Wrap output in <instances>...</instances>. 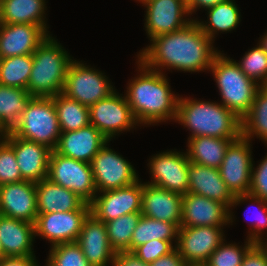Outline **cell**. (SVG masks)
I'll return each instance as SVG.
<instances>
[{"label": "cell", "instance_id": "cell-1", "mask_svg": "<svg viewBox=\"0 0 267 266\" xmlns=\"http://www.w3.org/2000/svg\"><path fill=\"white\" fill-rule=\"evenodd\" d=\"M213 44L194 19L180 30L150 39V45L136 52V58L161 73L165 70L209 73L214 58L221 52Z\"/></svg>", "mask_w": 267, "mask_h": 266}, {"label": "cell", "instance_id": "cell-2", "mask_svg": "<svg viewBox=\"0 0 267 266\" xmlns=\"http://www.w3.org/2000/svg\"><path fill=\"white\" fill-rule=\"evenodd\" d=\"M136 60L138 72L128 81L124 94L137 123L147 127L175 122L180 95L172 91L165 73L147 68Z\"/></svg>", "mask_w": 267, "mask_h": 266}, {"label": "cell", "instance_id": "cell-3", "mask_svg": "<svg viewBox=\"0 0 267 266\" xmlns=\"http://www.w3.org/2000/svg\"><path fill=\"white\" fill-rule=\"evenodd\" d=\"M175 122L191 132L188 138L210 136L238 139L242 135L241 119L217 101L197 100L181 95Z\"/></svg>", "mask_w": 267, "mask_h": 266}, {"label": "cell", "instance_id": "cell-4", "mask_svg": "<svg viewBox=\"0 0 267 266\" xmlns=\"http://www.w3.org/2000/svg\"><path fill=\"white\" fill-rule=\"evenodd\" d=\"M32 57L27 85L29 94L32 97L53 98L62 93L67 70L74 57L51 34L37 47Z\"/></svg>", "mask_w": 267, "mask_h": 266}, {"label": "cell", "instance_id": "cell-5", "mask_svg": "<svg viewBox=\"0 0 267 266\" xmlns=\"http://www.w3.org/2000/svg\"><path fill=\"white\" fill-rule=\"evenodd\" d=\"M222 52L214 58L209 72L219 90V102L242 120L249 113L260 85L247 77L233 58Z\"/></svg>", "mask_w": 267, "mask_h": 266}, {"label": "cell", "instance_id": "cell-6", "mask_svg": "<svg viewBox=\"0 0 267 266\" xmlns=\"http://www.w3.org/2000/svg\"><path fill=\"white\" fill-rule=\"evenodd\" d=\"M11 133L55 150L61 130L53 99L32 97Z\"/></svg>", "mask_w": 267, "mask_h": 266}, {"label": "cell", "instance_id": "cell-7", "mask_svg": "<svg viewBox=\"0 0 267 266\" xmlns=\"http://www.w3.org/2000/svg\"><path fill=\"white\" fill-rule=\"evenodd\" d=\"M86 64L76 59L71 62L62 94L90 107L99 100L109 97L117 89L105 72Z\"/></svg>", "mask_w": 267, "mask_h": 266}, {"label": "cell", "instance_id": "cell-8", "mask_svg": "<svg viewBox=\"0 0 267 266\" xmlns=\"http://www.w3.org/2000/svg\"><path fill=\"white\" fill-rule=\"evenodd\" d=\"M48 179L77 194L90 204L97 192L90 163L65 157L52 150Z\"/></svg>", "mask_w": 267, "mask_h": 266}, {"label": "cell", "instance_id": "cell-9", "mask_svg": "<svg viewBox=\"0 0 267 266\" xmlns=\"http://www.w3.org/2000/svg\"><path fill=\"white\" fill-rule=\"evenodd\" d=\"M107 141L94 156L90 165L97 192H105L134 184L139 178L138 172L120 153L109 148Z\"/></svg>", "mask_w": 267, "mask_h": 266}, {"label": "cell", "instance_id": "cell-10", "mask_svg": "<svg viewBox=\"0 0 267 266\" xmlns=\"http://www.w3.org/2000/svg\"><path fill=\"white\" fill-rule=\"evenodd\" d=\"M117 91L89 107L90 124L110 141L121 133H127L140 126L132 114L125 95Z\"/></svg>", "mask_w": 267, "mask_h": 266}, {"label": "cell", "instance_id": "cell-11", "mask_svg": "<svg viewBox=\"0 0 267 266\" xmlns=\"http://www.w3.org/2000/svg\"><path fill=\"white\" fill-rule=\"evenodd\" d=\"M189 162L186 151L172 149L154 154L148 159L147 166L151 181L146 183L183 196L189 189Z\"/></svg>", "mask_w": 267, "mask_h": 266}, {"label": "cell", "instance_id": "cell-12", "mask_svg": "<svg viewBox=\"0 0 267 266\" xmlns=\"http://www.w3.org/2000/svg\"><path fill=\"white\" fill-rule=\"evenodd\" d=\"M141 4L146 10L144 29L149 40L180 30L196 18L190 16L187 0H145Z\"/></svg>", "mask_w": 267, "mask_h": 266}, {"label": "cell", "instance_id": "cell-13", "mask_svg": "<svg viewBox=\"0 0 267 266\" xmlns=\"http://www.w3.org/2000/svg\"><path fill=\"white\" fill-rule=\"evenodd\" d=\"M252 141L242 135L228 146L219 168L221 178L233 195L249 194L253 166Z\"/></svg>", "mask_w": 267, "mask_h": 266}, {"label": "cell", "instance_id": "cell-14", "mask_svg": "<svg viewBox=\"0 0 267 266\" xmlns=\"http://www.w3.org/2000/svg\"><path fill=\"white\" fill-rule=\"evenodd\" d=\"M225 227L180 226L176 248L188 265H204L225 240Z\"/></svg>", "mask_w": 267, "mask_h": 266}, {"label": "cell", "instance_id": "cell-15", "mask_svg": "<svg viewBox=\"0 0 267 266\" xmlns=\"http://www.w3.org/2000/svg\"><path fill=\"white\" fill-rule=\"evenodd\" d=\"M142 181L115 190L97 193L90 203V213L108 222L120 216L141 212Z\"/></svg>", "mask_w": 267, "mask_h": 266}, {"label": "cell", "instance_id": "cell-16", "mask_svg": "<svg viewBox=\"0 0 267 266\" xmlns=\"http://www.w3.org/2000/svg\"><path fill=\"white\" fill-rule=\"evenodd\" d=\"M90 210L69 212L38 213L35 222V236L50 242V247L58 244L76 242L82 224Z\"/></svg>", "mask_w": 267, "mask_h": 266}, {"label": "cell", "instance_id": "cell-17", "mask_svg": "<svg viewBox=\"0 0 267 266\" xmlns=\"http://www.w3.org/2000/svg\"><path fill=\"white\" fill-rule=\"evenodd\" d=\"M5 140L12 146L24 181L37 183L48 177L52 150L43 144L22 139L7 132Z\"/></svg>", "mask_w": 267, "mask_h": 266}, {"label": "cell", "instance_id": "cell-18", "mask_svg": "<svg viewBox=\"0 0 267 266\" xmlns=\"http://www.w3.org/2000/svg\"><path fill=\"white\" fill-rule=\"evenodd\" d=\"M0 214L35 224L36 183L21 181L0 186Z\"/></svg>", "mask_w": 267, "mask_h": 266}, {"label": "cell", "instance_id": "cell-19", "mask_svg": "<svg viewBox=\"0 0 267 266\" xmlns=\"http://www.w3.org/2000/svg\"><path fill=\"white\" fill-rule=\"evenodd\" d=\"M92 266H113L116 252L111 248L106 224L89 213L76 241Z\"/></svg>", "mask_w": 267, "mask_h": 266}, {"label": "cell", "instance_id": "cell-20", "mask_svg": "<svg viewBox=\"0 0 267 266\" xmlns=\"http://www.w3.org/2000/svg\"><path fill=\"white\" fill-rule=\"evenodd\" d=\"M228 225L229 208L225 204L189 192L183 195L180 226L225 227Z\"/></svg>", "mask_w": 267, "mask_h": 266}, {"label": "cell", "instance_id": "cell-21", "mask_svg": "<svg viewBox=\"0 0 267 266\" xmlns=\"http://www.w3.org/2000/svg\"><path fill=\"white\" fill-rule=\"evenodd\" d=\"M48 35L39 25L0 24V59L33 54Z\"/></svg>", "mask_w": 267, "mask_h": 266}, {"label": "cell", "instance_id": "cell-22", "mask_svg": "<svg viewBox=\"0 0 267 266\" xmlns=\"http://www.w3.org/2000/svg\"><path fill=\"white\" fill-rule=\"evenodd\" d=\"M182 199L181 194L143 182L141 214L155 220L176 223L180 226Z\"/></svg>", "mask_w": 267, "mask_h": 266}, {"label": "cell", "instance_id": "cell-23", "mask_svg": "<svg viewBox=\"0 0 267 266\" xmlns=\"http://www.w3.org/2000/svg\"><path fill=\"white\" fill-rule=\"evenodd\" d=\"M107 141L96 127L89 124L76 131L61 132L55 151L62 156L91 163Z\"/></svg>", "mask_w": 267, "mask_h": 266}, {"label": "cell", "instance_id": "cell-24", "mask_svg": "<svg viewBox=\"0 0 267 266\" xmlns=\"http://www.w3.org/2000/svg\"><path fill=\"white\" fill-rule=\"evenodd\" d=\"M188 180L189 193L218 201L230 208L234 195L221 178L219 169L189 162Z\"/></svg>", "mask_w": 267, "mask_h": 266}, {"label": "cell", "instance_id": "cell-25", "mask_svg": "<svg viewBox=\"0 0 267 266\" xmlns=\"http://www.w3.org/2000/svg\"><path fill=\"white\" fill-rule=\"evenodd\" d=\"M36 202L38 213L90 210V204L77 194L48 178L36 183Z\"/></svg>", "mask_w": 267, "mask_h": 266}, {"label": "cell", "instance_id": "cell-26", "mask_svg": "<svg viewBox=\"0 0 267 266\" xmlns=\"http://www.w3.org/2000/svg\"><path fill=\"white\" fill-rule=\"evenodd\" d=\"M35 225L0 214V241L5 257L35 255Z\"/></svg>", "mask_w": 267, "mask_h": 266}, {"label": "cell", "instance_id": "cell-27", "mask_svg": "<svg viewBox=\"0 0 267 266\" xmlns=\"http://www.w3.org/2000/svg\"><path fill=\"white\" fill-rule=\"evenodd\" d=\"M46 0H0V24L41 26L49 35Z\"/></svg>", "mask_w": 267, "mask_h": 266}, {"label": "cell", "instance_id": "cell-28", "mask_svg": "<svg viewBox=\"0 0 267 266\" xmlns=\"http://www.w3.org/2000/svg\"><path fill=\"white\" fill-rule=\"evenodd\" d=\"M205 11H207V20L202 21V19L196 18L195 21L213 42L219 32L231 33L240 25L242 16L235 0H226L205 9Z\"/></svg>", "mask_w": 267, "mask_h": 266}, {"label": "cell", "instance_id": "cell-29", "mask_svg": "<svg viewBox=\"0 0 267 266\" xmlns=\"http://www.w3.org/2000/svg\"><path fill=\"white\" fill-rule=\"evenodd\" d=\"M236 139L197 136L188 138L186 153L190 162L219 169L225 152Z\"/></svg>", "mask_w": 267, "mask_h": 266}, {"label": "cell", "instance_id": "cell-30", "mask_svg": "<svg viewBox=\"0 0 267 266\" xmlns=\"http://www.w3.org/2000/svg\"><path fill=\"white\" fill-rule=\"evenodd\" d=\"M32 96L26 89L0 84V125L11 132L18 124Z\"/></svg>", "mask_w": 267, "mask_h": 266}, {"label": "cell", "instance_id": "cell-31", "mask_svg": "<svg viewBox=\"0 0 267 266\" xmlns=\"http://www.w3.org/2000/svg\"><path fill=\"white\" fill-rule=\"evenodd\" d=\"M180 226L162 220H155L148 216H141L132 234L130 252L138 246L150 240L178 241V231Z\"/></svg>", "mask_w": 267, "mask_h": 266}, {"label": "cell", "instance_id": "cell-32", "mask_svg": "<svg viewBox=\"0 0 267 266\" xmlns=\"http://www.w3.org/2000/svg\"><path fill=\"white\" fill-rule=\"evenodd\" d=\"M241 122L243 137L250 141L257 138L267 146V91L259 87L249 113Z\"/></svg>", "mask_w": 267, "mask_h": 266}, {"label": "cell", "instance_id": "cell-33", "mask_svg": "<svg viewBox=\"0 0 267 266\" xmlns=\"http://www.w3.org/2000/svg\"><path fill=\"white\" fill-rule=\"evenodd\" d=\"M61 132L76 131L90 124L89 107L59 93L52 98Z\"/></svg>", "mask_w": 267, "mask_h": 266}, {"label": "cell", "instance_id": "cell-34", "mask_svg": "<svg viewBox=\"0 0 267 266\" xmlns=\"http://www.w3.org/2000/svg\"><path fill=\"white\" fill-rule=\"evenodd\" d=\"M32 65V54L0 59V84L27 90Z\"/></svg>", "mask_w": 267, "mask_h": 266}, {"label": "cell", "instance_id": "cell-35", "mask_svg": "<svg viewBox=\"0 0 267 266\" xmlns=\"http://www.w3.org/2000/svg\"><path fill=\"white\" fill-rule=\"evenodd\" d=\"M248 202L252 204V206L256 204L257 205L256 210L258 211L255 210V213L253 212L254 213L253 215H255L253 218L254 220L249 225L250 228L248 229V232H247L248 235L246 236V239L253 241L254 243H257L264 237V233L267 234V202L266 201L262 200L261 198L255 197L251 194L234 195V199L229 208V225H233L235 221V214L233 212V209L239 205H243ZM248 214L250 213L248 212Z\"/></svg>", "mask_w": 267, "mask_h": 266}, {"label": "cell", "instance_id": "cell-36", "mask_svg": "<svg viewBox=\"0 0 267 266\" xmlns=\"http://www.w3.org/2000/svg\"><path fill=\"white\" fill-rule=\"evenodd\" d=\"M141 216V212H136L105 222L109 244L116 253L130 252L132 234Z\"/></svg>", "mask_w": 267, "mask_h": 266}, {"label": "cell", "instance_id": "cell-37", "mask_svg": "<svg viewBox=\"0 0 267 266\" xmlns=\"http://www.w3.org/2000/svg\"><path fill=\"white\" fill-rule=\"evenodd\" d=\"M227 242L226 239L214 250L208 258L205 266H241L247 250L254 244L253 241L245 240L244 245Z\"/></svg>", "mask_w": 267, "mask_h": 266}, {"label": "cell", "instance_id": "cell-38", "mask_svg": "<svg viewBox=\"0 0 267 266\" xmlns=\"http://www.w3.org/2000/svg\"><path fill=\"white\" fill-rule=\"evenodd\" d=\"M45 266H92L77 242L50 247Z\"/></svg>", "mask_w": 267, "mask_h": 266}, {"label": "cell", "instance_id": "cell-39", "mask_svg": "<svg viewBox=\"0 0 267 266\" xmlns=\"http://www.w3.org/2000/svg\"><path fill=\"white\" fill-rule=\"evenodd\" d=\"M241 71L259 85L267 77V53L257 42L256 47L248 49L240 60H235Z\"/></svg>", "mask_w": 267, "mask_h": 266}, {"label": "cell", "instance_id": "cell-40", "mask_svg": "<svg viewBox=\"0 0 267 266\" xmlns=\"http://www.w3.org/2000/svg\"><path fill=\"white\" fill-rule=\"evenodd\" d=\"M21 181L24 180L14 150L6 140H3L0 142V186Z\"/></svg>", "mask_w": 267, "mask_h": 266}, {"label": "cell", "instance_id": "cell-41", "mask_svg": "<svg viewBox=\"0 0 267 266\" xmlns=\"http://www.w3.org/2000/svg\"><path fill=\"white\" fill-rule=\"evenodd\" d=\"M176 245L177 241L154 239L138 246L133 253L144 263L150 264L163 255L172 252L176 248Z\"/></svg>", "mask_w": 267, "mask_h": 266}, {"label": "cell", "instance_id": "cell-42", "mask_svg": "<svg viewBox=\"0 0 267 266\" xmlns=\"http://www.w3.org/2000/svg\"><path fill=\"white\" fill-rule=\"evenodd\" d=\"M259 162H253L249 194L267 202V155Z\"/></svg>", "mask_w": 267, "mask_h": 266}, {"label": "cell", "instance_id": "cell-43", "mask_svg": "<svg viewBox=\"0 0 267 266\" xmlns=\"http://www.w3.org/2000/svg\"><path fill=\"white\" fill-rule=\"evenodd\" d=\"M241 266H267V256L264 250L254 243L246 252Z\"/></svg>", "mask_w": 267, "mask_h": 266}, {"label": "cell", "instance_id": "cell-44", "mask_svg": "<svg viewBox=\"0 0 267 266\" xmlns=\"http://www.w3.org/2000/svg\"><path fill=\"white\" fill-rule=\"evenodd\" d=\"M149 266H188V264L181 257L177 248H175L169 254L163 255L150 263Z\"/></svg>", "mask_w": 267, "mask_h": 266}, {"label": "cell", "instance_id": "cell-45", "mask_svg": "<svg viewBox=\"0 0 267 266\" xmlns=\"http://www.w3.org/2000/svg\"><path fill=\"white\" fill-rule=\"evenodd\" d=\"M113 266H149L141 261L133 252H118L115 255Z\"/></svg>", "mask_w": 267, "mask_h": 266}, {"label": "cell", "instance_id": "cell-46", "mask_svg": "<svg viewBox=\"0 0 267 266\" xmlns=\"http://www.w3.org/2000/svg\"><path fill=\"white\" fill-rule=\"evenodd\" d=\"M35 255L27 257H5L0 260V266H40Z\"/></svg>", "mask_w": 267, "mask_h": 266}, {"label": "cell", "instance_id": "cell-47", "mask_svg": "<svg viewBox=\"0 0 267 266\" xmlns=\"http://www.w3.org/2000/svg\"><path fill=\"white\" fill-rule=\"evenodd\" d=\"M224 1L226 0H187L189 14L191 16L194 13L196 14V12L200 9L205 10Z\"/></svg>", "mask_w": 267, "mask_h": 266}, {"label": "cell", "instance_id": "cell-48", "mask_svg": "<svg viewBox=\"0 0 267 266\" xmlns=\"http://www.w3.org/2000/svg\"><path fill=\"white\" fill-rule=\"evenodd\" d=\"M258 42L263 47L264 51L267 53V30L264 33V35L259 37V41Z\"/></svg>", "mask_w": 267, "mask_h": 266}, {"label": "cell", "instance_id": "cell-49", "mask_svg": "<svg viewBox=\"0 0 267 266\" xmlns=\"http://www.w3.org/2000/svg\"><path fill=\"white\" fill-rule=\"evenodd\" d=\"M267 237V235H264ZM263 237L257 244L264 250L266 256H267V238Z\"/></svg>", "mask_w": 267, "mask_h": 266}, {"label": "cell", "instance_id": "cell-50", "mask_svg": "<svg viewBox=\"0 0 267 266\" xmlns=\"http://www.w3.org/2000/svg\"><path fill=\"white\" fill-rule=\"evenodd\" d=\"M7 132L5 129L0 125V142L5 140Z\"/></svg>", "mask_w": 267, "mask_h": 266}, {"label": "cell", "instance_id": "cell-51", "mask_svg": "<svg viewBox=\"0 0 267 266\" xmlns=\"http://www.w3.org/2000/svg\"><path fill=\"white\" fill-rule=\"evenodd\" d=\"M260 87L262 89H264L265 91H267V77L265 78V80L260 84Z\"/></svg>", "mask_w": 267, "mask_h": 266}, {"label": "cell", "instance_id": "cell-52", "mask_svg": "<svg viewBox=\"0 0 267 266\" xmlns=\"http://www.w3.org/2000/svg\"><path fill=\"white\" fill-rule=\"evenodd\" d=\"M2 258H4V248H3L2 243H1V241H0V260H1Z\"/></svg>", "mask_w": 267, "mask_h": 266}, {"label": "cell", "instance_id": "cell-53", "mask_svg": "<svg viewBox=\"0 0 267 266\" xmlns=\"http://www.w3.org/2000/svg\"><path fill=\"white\" fill-rule=\"evenodd\" d=\"M135 1V0H134ZM139 2V3H142V2H144L145 0H136V2Z\"/></svg>", "mask_w": 267, "mask_h": 266}, {"label": "cell", "instance_id": "cell-54", "mask_svg": "<svg viewBox=\"0 0 267 266\" xmlns=\"http://www.w3.org/2000/svg\"><path fill=\"white\" fill-rule=\"evenodd\" d=\"M188 266H205V265H188Z\"/></svg>", "mask_w": 267, "mask_h": 266}]
</instances>
